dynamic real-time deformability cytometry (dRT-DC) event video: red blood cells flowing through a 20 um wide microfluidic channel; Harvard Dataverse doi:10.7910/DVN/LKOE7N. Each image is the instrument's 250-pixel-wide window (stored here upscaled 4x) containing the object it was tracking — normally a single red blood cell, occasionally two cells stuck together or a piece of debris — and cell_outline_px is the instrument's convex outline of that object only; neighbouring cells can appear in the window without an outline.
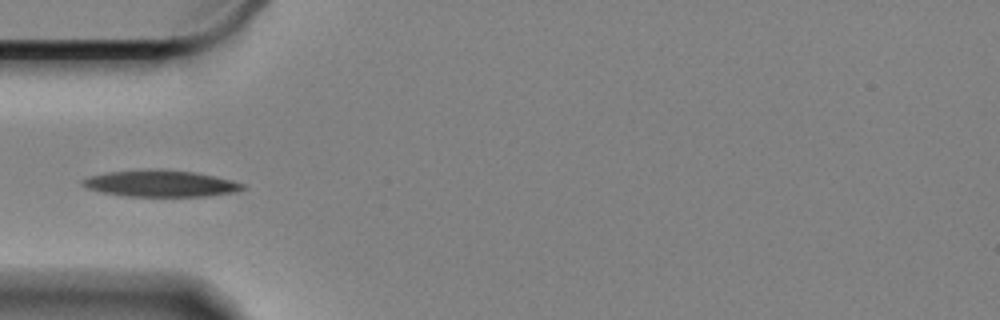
{"species": "Egyptian fruit bat (a non-hibernating species)", "species_latin": "Rousettus aegyptiacus", "temperature_condition": "cold", "stored_images_in_passage": 42, "camera_frame_rate_fps": 3000, "um_per_image_px": 0.085, "animal": {"sex": "female"}, "frame": {"image": 1, "passage_image": 1, "time_ms": 0.0, "image_size_px": [1000, 320], "cell_outline_px": [[248, 188], [236, 192], [208, 196], [124, 196], [100, 192], [84, 188], [80, 184], [80, 180], [88, 176], [108, 172], [148, 168], [156, 168], [192, 172], [216, 176], [232, 180], [244, 184]], "centroid_in_image_um": [13.61, 15.59], "position_along_channel_um": 71.4, "area_um2": 25.26}}
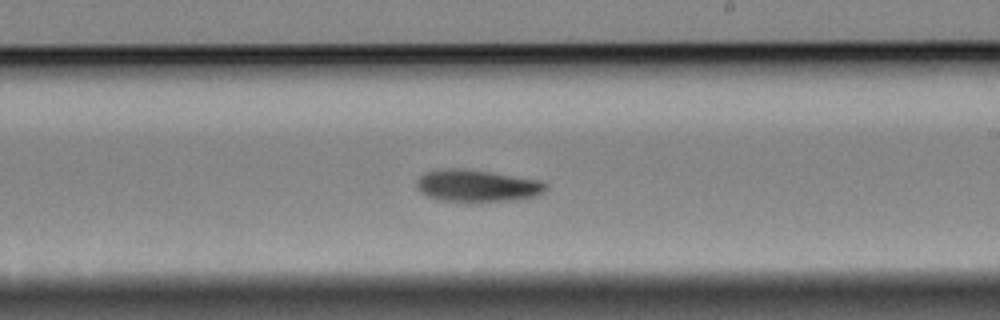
{"frame": {"image": 2, "passage_image": 17, "time_ms": 5.333, "image_size_px": [1000, 320], "cell_outline_px": [[548, 188], [544, 192], [536, 196], [512, 200], [436, 200], [424, 196], [416, 188], [416, 180], [424, 172], [440, 168], [468, 168], [540, 180], [548, 184]], "centroid_in_image_um": [40.51, 15.75], "position_along_channel_um": 248.5, "area_um2": 24.28}}
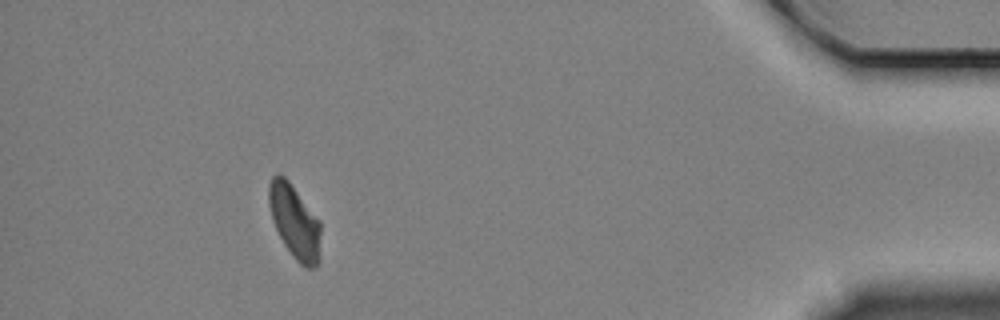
{"frame": {"image": 3, "passage_image": 37, "time_ms": 12.0, "image_size_px": [1000, 320], "cell_outline_px": [[320, 260], [316, 268], [304, 268], [292, 256], [284, 244], [272, 220], [268, 204], [268, 184], [272, 176], [276, 172], [280, 172], [288, 180], [320, 220]], "centroid_in_image_um": [25.04, 18.84], "position_along_channel_um": 410.2, "area_um2": 22.66}}